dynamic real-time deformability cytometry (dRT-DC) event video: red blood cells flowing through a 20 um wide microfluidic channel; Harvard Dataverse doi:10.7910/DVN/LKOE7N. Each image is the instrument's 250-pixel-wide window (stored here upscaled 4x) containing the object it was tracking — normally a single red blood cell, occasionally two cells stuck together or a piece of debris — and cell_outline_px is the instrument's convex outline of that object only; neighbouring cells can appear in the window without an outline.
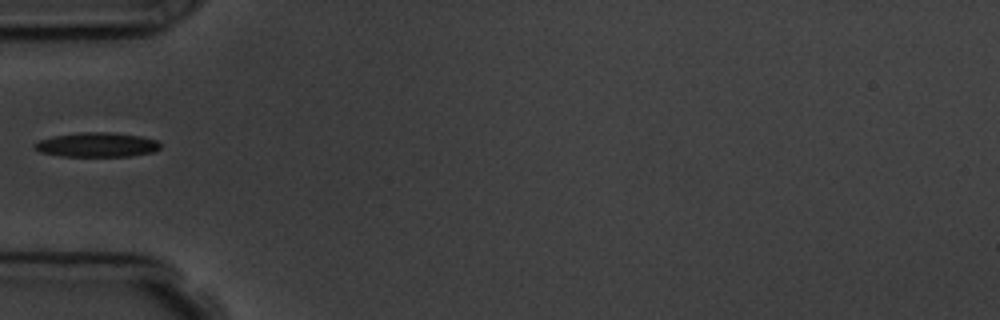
{"species": "common noctule bat (a hibernating species)", "species_latin": "Nyctalus noctula", "temperature_condition": "room temperature", "stored_images_in_passage": 6, "camera_frame_rate_fps": 3000, "um_per_image_px": 0.085, "animal": {"sex": "male", "body_mass_g": 19.5, "forearm_length_mm": 54.6}, "frame": {"image": 1, "passage_image": 6, "time_ms": 5.667, "image_size_px": [1000, 320], "cell_outline_px": [[160, 148], [152, 152], [132, 156], [60, 156], [40, 152], [32, 144], [40, 140], [52, 136], [80, 132], [112, 132], [140, 136], [156, 140], [160, 144]], "centroid_in_image_um": [8.22, 12.3], "position_along_channel_um": 76.8, "area_um2": 17.92}}